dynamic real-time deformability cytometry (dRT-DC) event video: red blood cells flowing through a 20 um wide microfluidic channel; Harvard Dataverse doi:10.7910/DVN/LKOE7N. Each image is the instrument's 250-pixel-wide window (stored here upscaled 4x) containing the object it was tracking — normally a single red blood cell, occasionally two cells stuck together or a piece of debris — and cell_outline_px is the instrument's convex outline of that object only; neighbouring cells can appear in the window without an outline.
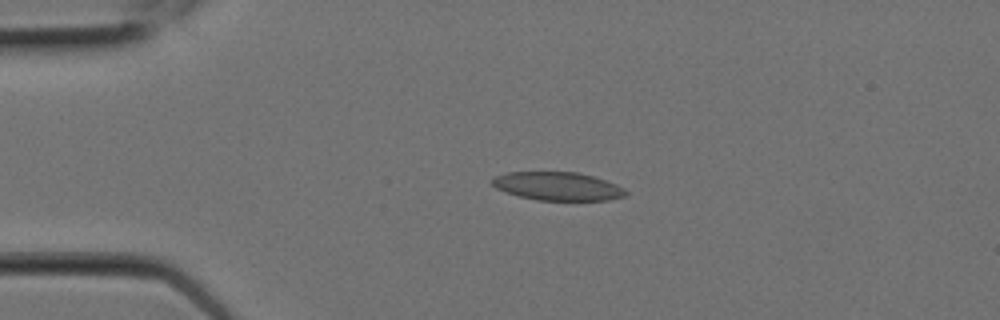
{"species": "Egyptian fruit bat (a non-hibernating species)", "species_latin": "Rousettus aegyptiacus", "temperature_condition": "room temperature", "stored_images_in_passage": 7, "camera_frame_rate_fps": 3000, "um_per_image_px": 0.085, "animal": {"sex": "female"}, "frame": {"image": 1, "passage_image": 1, "time_ms": 0.0, "image_size_px": [1000, 320], "cell_outline_px": [[628, 192], [624, 196], [608, 200], [536, 200], [504, 192], [496, 188], [492, 184], [492, 180], [496, 176], [508, 172], [576, 172], [592, 176], [616, 184], [624, 188]], "centroid_in_image_um": [47.4, 15.83], "position_along_channel_um": 37.6, "area_um2": 21.91}}
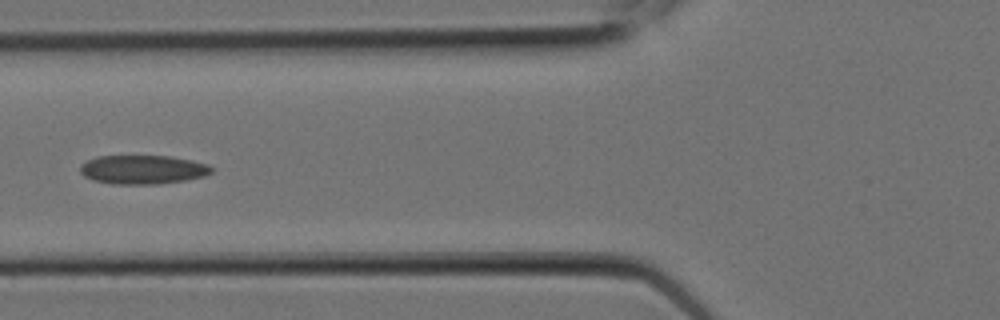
{"frame": {"image": 2, "passage_image": 4, "time_ms": 1.0, "image_size_px": [1000, 320], "cell_outline_px": [[212, 172], [204, 176], [184, 180], [156, 184], [112, 184], [92, 180], [84, 176], [80, 172], [80, 164], [96, 156], [172, 156], [192, 160], [208, 164], [212, 168]], "centroid_in_image_um": [12.11, 14.41], "position_along_channel_um": 113.7, "area_um2": 22.2}}
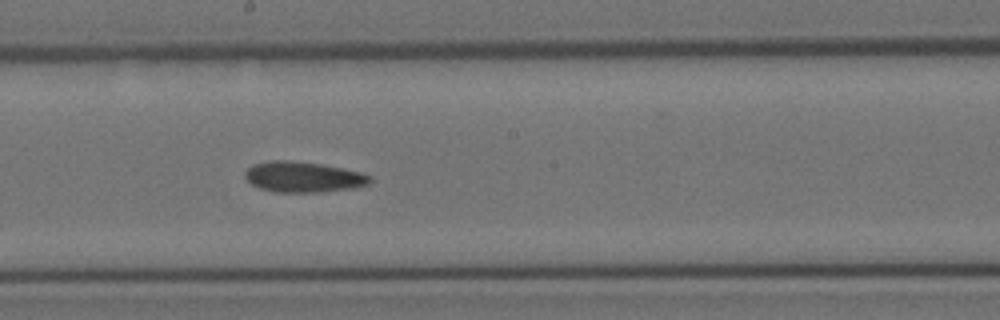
{"frame": {"image": 3, "passage_image": 7, "time_ms": 2.0, "image_size_px": [1000, 320], "cell_outline_px": [[372, 180], [368, 184], [352, 188], [316, 192], [276, 192], [260, 188], [252, 184], [244, 176], [244, 172], [252, 164], [268, 160], [288, 160], [320, 164], [360, 172], [372, 176]], "centroid_in_image_um": [25.74, 15.03], "position_along_channel_um": 222.5, "area_um2": 22.14}}